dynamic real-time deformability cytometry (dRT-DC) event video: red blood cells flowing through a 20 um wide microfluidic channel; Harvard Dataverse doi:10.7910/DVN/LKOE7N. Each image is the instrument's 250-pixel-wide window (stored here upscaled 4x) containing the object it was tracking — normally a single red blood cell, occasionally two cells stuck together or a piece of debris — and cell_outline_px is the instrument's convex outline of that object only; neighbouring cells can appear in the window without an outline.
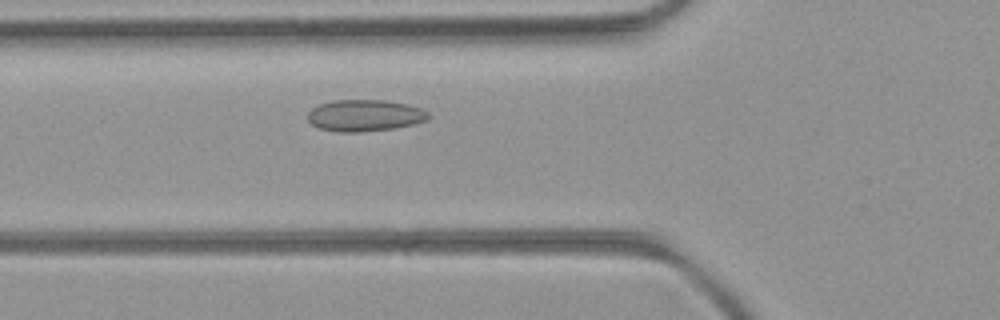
{"species": "common noctule bat (a hibernating species)", "species_latin": "Nyctalus noctula", "temperature_condition": "room temperature", "stored_images_in_passage": 43, "camera_frame_rate_fps": 3000, "um_per_image_px": 0.085, "animal": {"sex": "female", "body_mass_g": 21.9}, "frame": {"image": 1, "passage_image": 10, "time_ms": 3.0, "image_size_px": [1000, 320], "cell_outline_px": [[432, 116], [428, 120], [396, 128], [360, 132], [336, 132], [320, 128], [312, 124], [308, 120], [308, 112], [312, 108], [320, 104], [332, 100], [388, 100], [408, 104], [420, 108], [428, 112]], "centroid_in_image_um": [31.03, 9.81], "position_along_channel_um": 94.8, "area_um2": 22.43}}
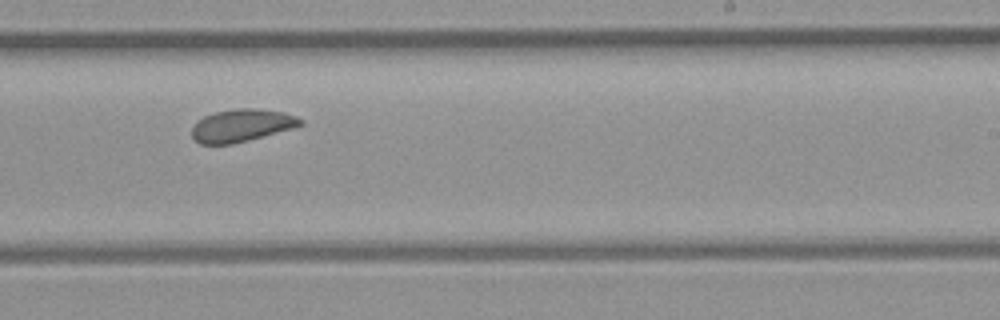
{"frame": {"image": 2, "passage_image": 23, "time_ms": 7.333, "image_size_px": [1000, 320], "cell_outline_px": [[304, 124], [292, 128], [248, 140], [232, 144], [200, 144], [192, 136], [192, 128], [204, 116], [216, 112], [236, 108], [256, 108], [284, 112], [296, 116], [304, 120]], "centroid_in_image_um": [20.57, 10.65], "position_along_channel_um": 268.4, "area_um2": 20.4}}
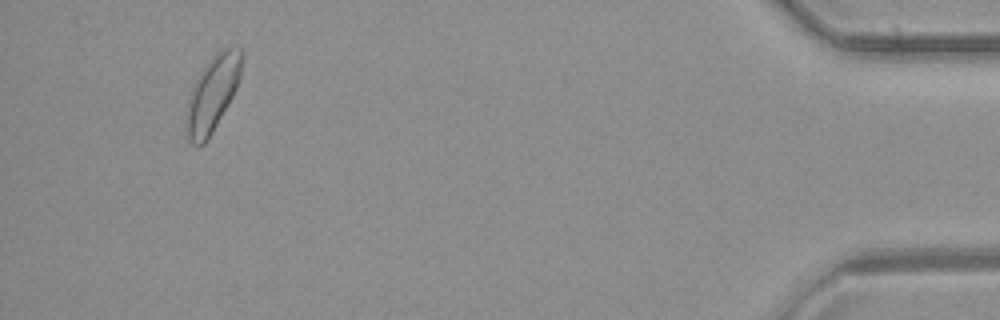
{"frame": {"image": 3, "passage_image": 40, "time_ms": 13.0, "image_size_px": [1000, 320], "cell_outline_px": [[244, 56], [240, 80], [228, 104], [212, 132], [204, 144], [192, 144], [188, 140], [184, 128], [184, 116], [188, 100], [192, 88], [200, 72], [212, 56], [216, 52], [224, 48], [240, 48], [244, 52]], "centroid_in_image_um": [18.05, 7.96], "position_along_channel_um": 417.1, "area_um2": 24.57}, "authors_computed_cell_mechanics": {"area_um2": 21.5016, "velocity_mm_per_s": 4.0058, "shape_relaxation_time_tau1_ms": 4.921, "shape_relaxation_time_tau2_ms": 2.5945, "deformation_change_tau1": 0.0707, "deformation_change_tau2": 0.0834}}